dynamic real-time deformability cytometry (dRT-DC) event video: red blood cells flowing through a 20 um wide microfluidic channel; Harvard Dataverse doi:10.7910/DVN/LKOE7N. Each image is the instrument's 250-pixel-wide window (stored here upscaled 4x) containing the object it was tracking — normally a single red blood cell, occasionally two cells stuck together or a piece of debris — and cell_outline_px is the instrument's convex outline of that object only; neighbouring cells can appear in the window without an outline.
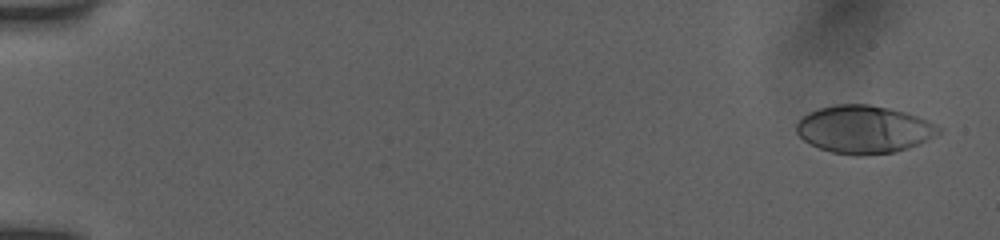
{"species": "human", "species_latin": "Homo sapiens", "temperature_condition": "room temperature", "stored_images_in_passage": 27, "camera_frame_rate_fps": 3000, "um_per_image_px": 0.085, "donor": {"sex": "female"}, "frame": {"image": 1, "passage_image": 1, "time_ms": 0.0, "image_size_px": [1000, 240], "cell_outline_px": [[940, 132], [920, 144], [908, 148], [892, 152], [860, 156], [856, 156], [832, 152], [820, 148], [804, 140], [796, 132], [796, 124], [808, 112], [832, 104], [868, 104], [888, 108], [904, 112], [928, 120], [936, 124], [940, 128]], "centroid_in_image_um": [73.43, 11.0], "position_along_channel_um": 11.6, "area_um2": 39.42}}
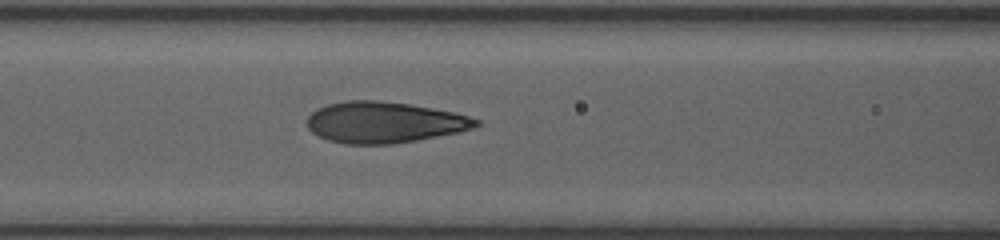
{"frame": {"image": 2, "passage_image": 16, "time_ms": 5.0, "image_size_px": [1000, 240], "cell_outline_px": [[480, 124], [476, 128], [460, 132], [396, 144], [344, 144], [328, 140], [312, 132], [308, 128], [308, 116], [316, 108], [328, 104], [348, 100], [380, 100], [408, 104], [456, 112], [480, 120]], "centroid_in_image_um": [32.69, 10.4], "position_along_channel_um": 133.9, "area_um2": 40.75}}
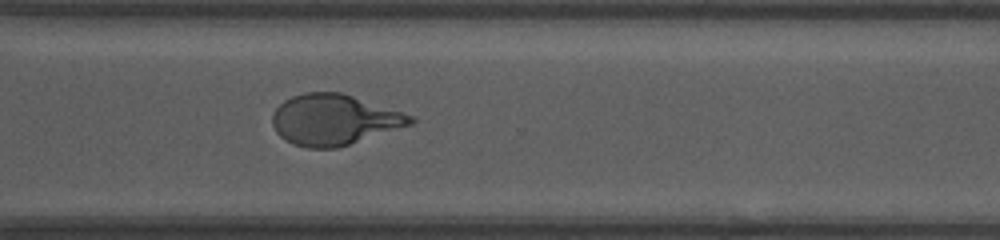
{"frame": {"image": 3, "passage_image": 27, "time_ms": 8.667, "image_size_px": [1000, 240], "cell_outline_px": [[416, 120], [412, 124], [336, 148], [308, 148], [292, 144], [280, 136], [276, 132], [272, 124], [272, 112], [284, 100], [292, 96], [304, 92], [340, 92], [412, 116]], "centroid_in_image_um": [28.33, 10.18], "position_along_channel_um": 342.3, "area_um2": 40.29}}